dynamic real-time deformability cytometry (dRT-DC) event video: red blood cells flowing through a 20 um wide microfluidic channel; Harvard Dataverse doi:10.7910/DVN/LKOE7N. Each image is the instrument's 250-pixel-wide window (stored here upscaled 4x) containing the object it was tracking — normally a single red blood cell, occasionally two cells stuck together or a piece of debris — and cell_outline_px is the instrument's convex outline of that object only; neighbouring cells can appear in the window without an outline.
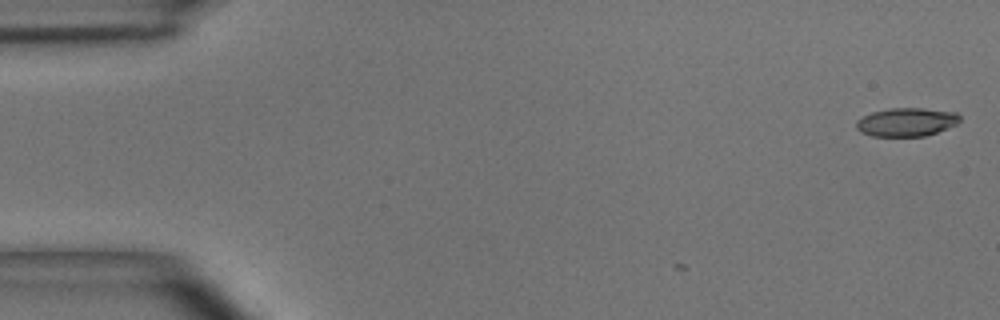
{"species": "common noctule bat (a hibernating species)", "species_latin": "Nyctalus noctula", "temperature_condition": "room temperature", "stored_images_in_passage": 5, "camera_frame_rate_fps": 3000, "um_per_image_px": 0.085, "animal": {"sex": "male", "body_mass_g": 15.6}, "frame": {"image": 1, "passage_image": 1, "time_ms": 0.0, "image_size_px": [1000, 320], "cell_outline_px": [[960, 120], [956, 124], [936, 132], [924, 136], [872, 136], [860, 132], [856, 128], [856, 120], [872, 112], [888, 108], [924, 108], [956, 112], [960, 116]], "centroid_in_image_um": [77.03, 10.37], "position_along_channel_um": 8.0, "area_um2": 17.17}}